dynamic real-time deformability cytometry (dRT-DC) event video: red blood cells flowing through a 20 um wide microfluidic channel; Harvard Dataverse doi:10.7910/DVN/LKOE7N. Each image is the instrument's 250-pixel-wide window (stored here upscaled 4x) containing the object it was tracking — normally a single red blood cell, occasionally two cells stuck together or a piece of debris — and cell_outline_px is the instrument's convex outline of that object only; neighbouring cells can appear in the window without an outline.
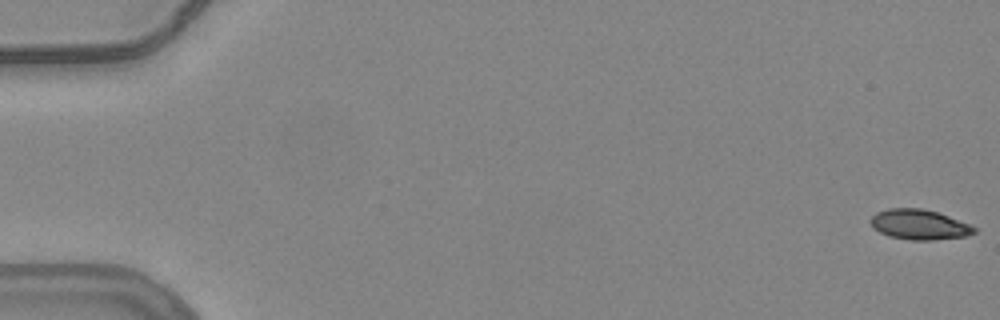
{"species": "common noctule bat (a hibernating species)", "species_latin": "Nyctalus noctula", "temperature_condition": "warm", "stored_images_in_passage": 55, "camera_frame_rate_fps": 3000, "um_per_image_px": 0.085, "animal": {"sex": "female", "body_mass_g": 24.6, "forearm_length_mm": 56.2}, "frame": {"image": 1, "passage_image": 1, "time_ms": 0.0, "image_size_px": [1000, 320], "cell_outline_px": [[976, 232], [968, 236], [932, 240], [912, 240], [888, 236], [872, 228], [868, 220], [876, 212], [888, 208], [920, 208], [936, 212], [948, 216], [968, 224], [976, 228]], "centroid_in_image_um": [78.09, 19.09], "position_along_channel_um": 6.9, "area_um2": 18.21}}
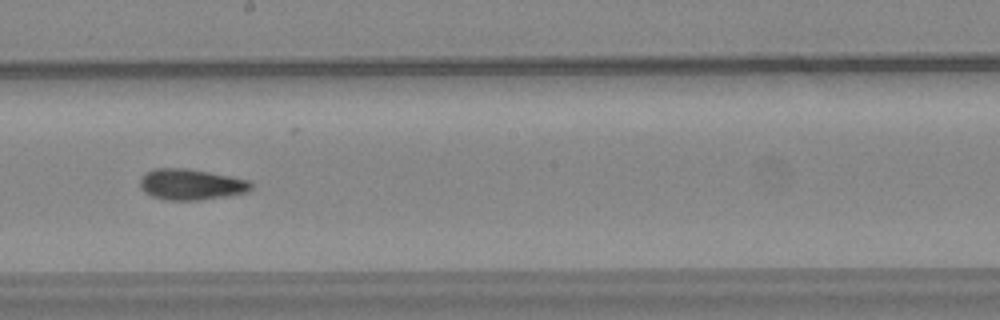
{"frame": {"image": 2, "passage_image": 32, "time_ms": 10.333, "image_size_px": [1000, 320], "cell_outline_px": [[252, 188], [248, 192], [228, 196], [200, 200], [168, 200], [152, 196], [144, 192], [140, 188], [140, 176], [144, 172], [152, 168], [184, 168], [208, 172], [248, 180], [252, 184]], "centroid_in_image_um": [16.19, 15.68], "position_along_channel_um": 232.0, "area_um2": 20.11}}
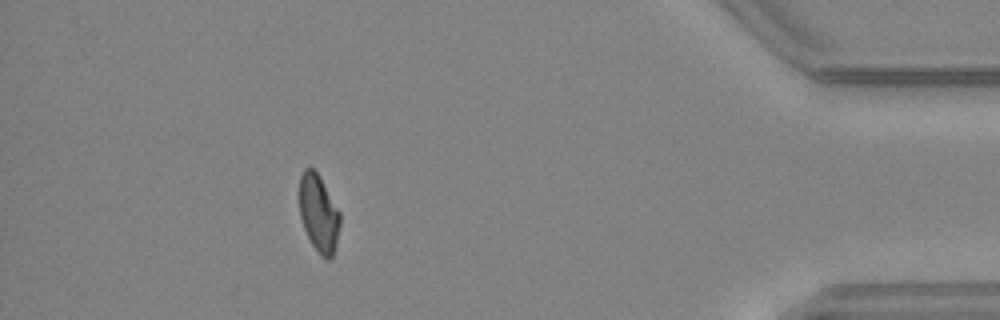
{"frame": {"image": 3, "passage_image": 50, "time_ms": 16.333, "image_size_px": [1000, 320], "cell_outline_px": [[340, 224], [336, 244], [332, 256], [328, 260], [320, 256], [312, 244], [304, 228], [300, 216], [300, 176], [304, 168], [312, 168], [320, 176], [340, 212]], "centroid_in_image_um": [27.1, 18.13], "position_along_channel_um": 408.1, "area_um2": 18.21}, "authors_computed_cell_mechanics": {"area_um2": 19.4208, "velocity_mm_per_s": 3.7975, "shape_relaxation_time_tau1_ms": null, "shape_relaxation_time_tau2_ms": 3.6822, "deformation_change_tau1": null, "deformation_change_tau2": 0.1017}}